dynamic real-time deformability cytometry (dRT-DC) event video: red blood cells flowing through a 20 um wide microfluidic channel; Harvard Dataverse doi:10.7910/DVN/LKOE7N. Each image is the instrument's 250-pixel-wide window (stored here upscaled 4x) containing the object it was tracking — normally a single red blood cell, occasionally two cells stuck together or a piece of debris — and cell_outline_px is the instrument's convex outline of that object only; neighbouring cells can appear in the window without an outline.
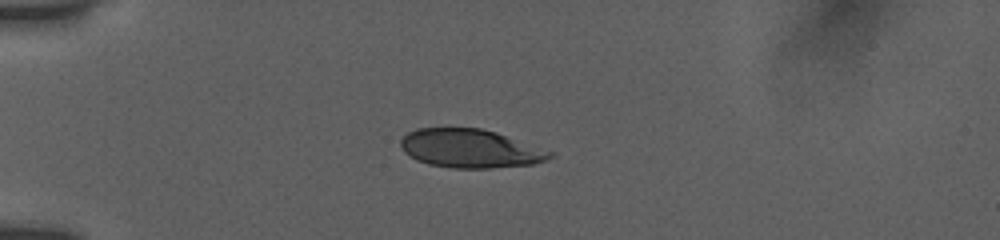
{"species": "human", "species_latin": "Homo sapiens", "temperature_condition": "room temperature", "stored_images_in_passage": 4, "camera_frame_rate_fps": 3000, "um_per_image_px": 0.085, "donor": {"sex": "female"}, "frame": {"image": 1, "passage_image": 2, "time_ms": 1.0, "image_size_px": [1000, 240], "cell_outline_px": [[556, 156], [548, 160], [532, 164], [488, 168], [452, 168], [428, 164], [416, 160], [404, 152], [400, 144], [400, 140], [408, 132], [416, 128], [480, 128], [496, 132], [556, 152]], "centroid_in_image_um": [40.01, 12.62], "position_along_channel_um": 45.0, "area_um2": 33.81}}
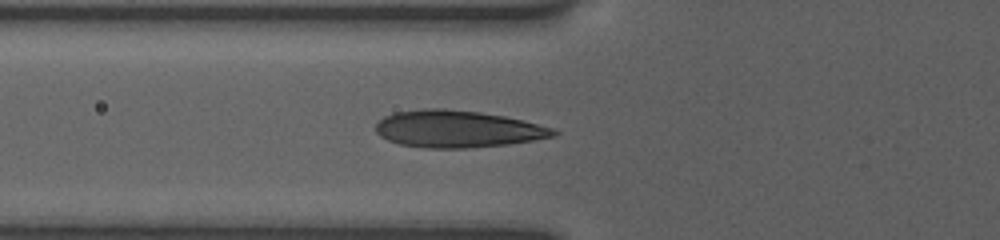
{"frame": {"image": 2, "passage_image": 4, "time_ms": 3.0, "image_size_px": [1000, 240], "cell_outline_px": [[560, 132], [556, 136], [508, 144], [468, 148], [424, 148], [400, 144], [388, 140], [380, 136], [376, 132], [376, 124], [384, 116], [396, 112], [424, 108], [444, 108], [480, 112], [504, 116], [552, 128]], "centroid_in_image_um": [38.86, 10.96], "position_along_channel_um": 86.9, "area_um2": 38.26}}